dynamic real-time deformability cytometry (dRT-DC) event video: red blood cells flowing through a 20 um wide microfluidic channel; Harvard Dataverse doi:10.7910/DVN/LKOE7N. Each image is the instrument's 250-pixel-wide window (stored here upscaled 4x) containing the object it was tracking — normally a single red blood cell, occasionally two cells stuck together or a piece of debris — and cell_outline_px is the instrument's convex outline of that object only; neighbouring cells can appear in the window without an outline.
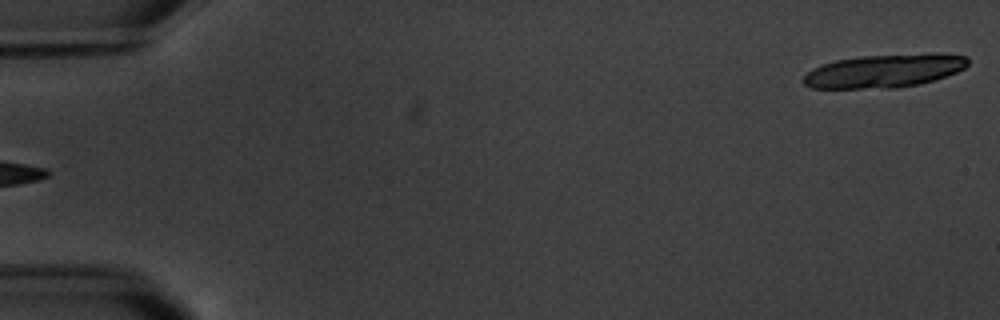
{"species": "common noctule bat (a hibernating species)", "species_latin": "Nyctalus noctula", "temperature_condition": "warm", "stored_images_in_passage": 6, "camera_frame_rate_fps": 3000, "um_per_image_px": 0.085, "animal": {"sex": "male", "body_mass_g": 20.1, "forearm_length_mm": 53.5}, "frame": {"image": 1, "passage_image": 6, "time_ms": 6.667, "image_size_px": [1000, 320], "cell_outline_px": [[968, 64], [964, 68], [956, 72], [920, 84], [896, 88], [812, 88], [804, 84], [804, 76], [812, 68], [836, 60], [860, 56], [928, 52], [968, 56]], "centroid_in_image_um": [75.19, 6.01], "position_along_channel_um": 9.8, "area_um2": 32.08}}